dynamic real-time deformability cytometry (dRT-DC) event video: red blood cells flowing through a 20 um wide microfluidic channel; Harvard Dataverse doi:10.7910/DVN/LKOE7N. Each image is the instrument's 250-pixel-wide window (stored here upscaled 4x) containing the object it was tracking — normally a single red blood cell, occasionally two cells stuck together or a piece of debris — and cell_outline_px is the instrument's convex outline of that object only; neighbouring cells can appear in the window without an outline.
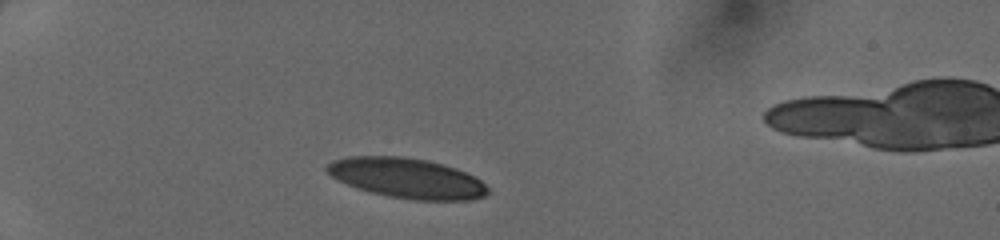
{"species": "human", "species_latin": "Homo sapiens", "temperature_condition": "cold", "stored_images_in_passage": 31, "camera_frame_rate_fps": 3000, "um_per_image_px": 0.085, "donor": {"sex": "female"}, "frame": {"image": 1, "passage_image": 1, "time_ms": 0.0, "image_size_px": [1000, 240], "cell_outline_px": [[488, 192], [484, 196], [468, 200], [412, 200], [368, 192], [356, 188], [336, 180], [324, 168], [332, 160], [348, 156], [404, 156], [428, 160], [444, 164], [456, 168], [480, 180], [488, 188]], "centroid_in_image_um": [34.54, 15.13], "position_along_channel_um": 50.5, "area_um2": 37.69}}
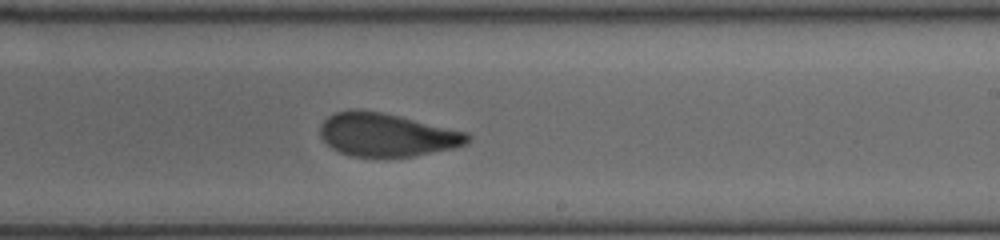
{"frame": {"image": 2, "passage_image": 18, "time_ms": 5.667, "image_size_px": [1000, 240], "cell_outline_px": [[472, 136], [464, 144], [452, 148], [412, 156], [352, 156], [340, 152], [332, 148], [320, 136], [320, 124], [328, 116], [336, 112], [348, 108], [360, 108], [400, 116], [468, 132]], "centroid_in_image_um": [32.83, 11.43], "position_along_channel_um": 256.2, "area_um2": 37.05}}
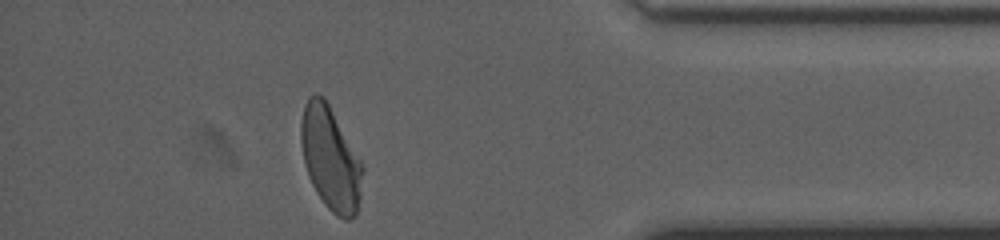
{"frame": {"image": 3, "passage_image": 30, "time_ms": 9.667, "image_size_px": [1000, 240], "cell_outline_px": [[364, 168], [360, 196], [356, 216], [348, 220], [344, 220], [336, 216], [324, 204], [316, 192], [308, 176], [304, 164], [300, 140], [300, 124], [304, 104], [308, 96], [316, 92], [324, 96], [360, 160]], "centroid_in_image_um": [28.07, 13.47], "position_along_channel_um": 407.1, "area_um2": 37.28}}